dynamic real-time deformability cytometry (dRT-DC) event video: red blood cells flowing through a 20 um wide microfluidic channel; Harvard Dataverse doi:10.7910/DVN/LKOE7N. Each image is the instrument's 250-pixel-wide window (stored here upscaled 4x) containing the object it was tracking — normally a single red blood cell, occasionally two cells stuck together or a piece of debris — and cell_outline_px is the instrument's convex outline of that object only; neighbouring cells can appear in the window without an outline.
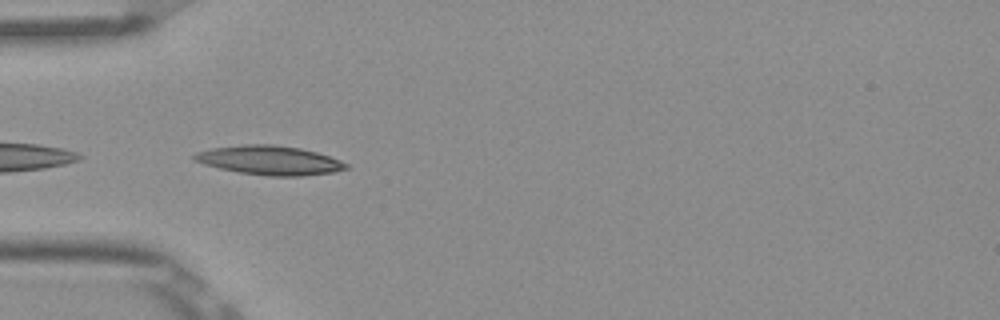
{"species": "Egyptian fruit bat (a non-hibernating species)", "species_latin": "Rousettus aegyptiacus", "temperature_condition": "room temperature", "stored_images_in_passage": 5, "camera_frame_rate_fps": 3000, "um_per_image_px": 0.085, "frame": {"image": 1, "passage_image": 1, "time_ms": 0.0, "image_size_px": [1000, 320], "cell_outline_px": [[348, 168], [332, 172], [300, 176], [268, 176], [240, 172], [220, 168], [204, 164], [192, 160], [192, 156], [196, 152], [212, 148], [244, 144], [272, 144], [300, 148], [316, 152], [340, 160], [348, 164]], "centroid_in_image_um": [22.89, 13.62], "position_along_channel_um": 62.1, "area_um2": 25.61}}